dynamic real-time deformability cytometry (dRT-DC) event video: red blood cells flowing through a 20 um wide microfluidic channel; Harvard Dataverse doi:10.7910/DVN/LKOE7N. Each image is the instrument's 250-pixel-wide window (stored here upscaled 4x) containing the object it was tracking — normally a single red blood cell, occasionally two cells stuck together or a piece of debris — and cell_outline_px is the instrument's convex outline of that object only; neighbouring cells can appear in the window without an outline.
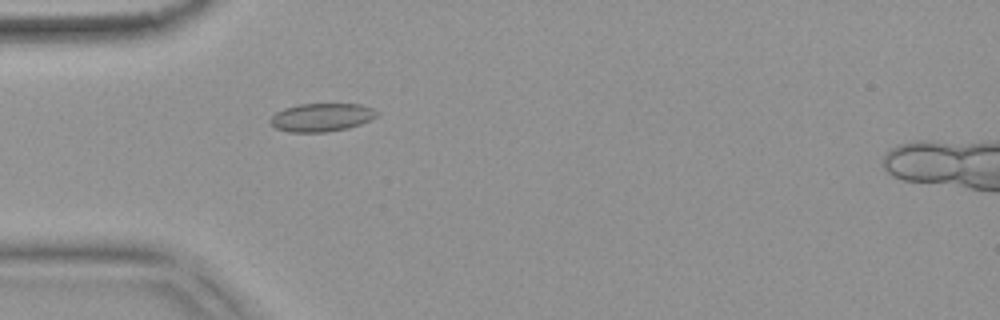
{"species": "common noctule bat (a hibernating species)", "species_latin": "Nyctalus noctula", "temperature_condition": "warm", "stored_images_in_passage": 42, "camera_frame_rate_fps": 3000, "um_per_image_px": 0.085, "animal": {"sex": "female", "body_mass_g": 18.4}, "frame": {"image": 1, "passage_image": 5, "time_ms": 1.333, "image_size_px": [1000, 320], "cell_outline_px": [[376, 116], [360, 124], [348, 128], [324, 132], [288, 132], [276, 128], [268, 120], [276, 112], [284, 108], [300, 104], [360, 104], [372, 108], [376, 112]], "centroid_in_image_um": [27.28, 9.97], "position_along_channel_um": 57.7, "area_um2": 17.34}}
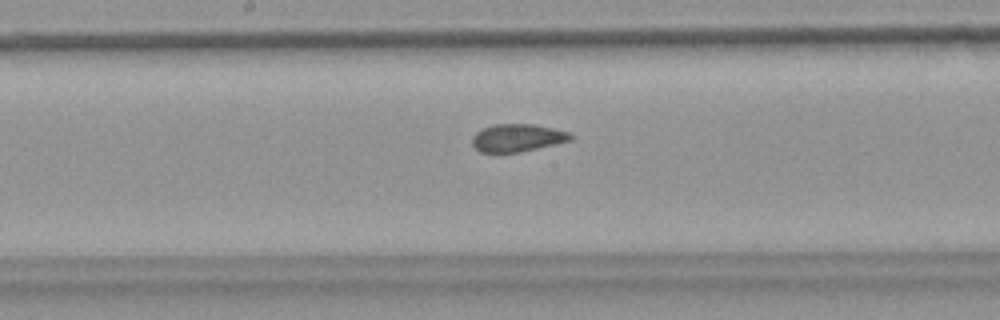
{"frame": {"image": 2, "passage_image": 17, "time_ms": 5.333, "image_size_px": [1000, 320], "cell_outline_px": [[572, 140], [520, 152], [480, 152], [472, 144], [472, 136], [476, 132], [484, 128], [496, 124], [536, 124], [568, 132], [572, 136]], "centroid_in_image_um": [43.97, 11.71], "position_along_channel_um": 204.2, "area_um2": 15.72}}
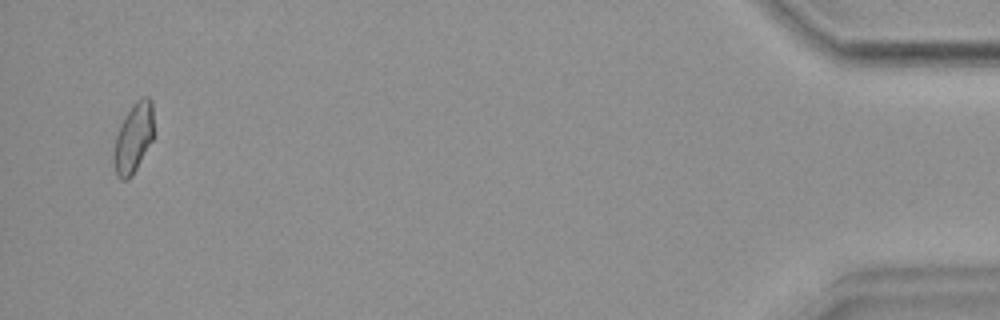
{"frame": {"image": 3, "passage_image": 41, "time_ms": 13.333, "image_size_px": [1000, 320], "cell_outline_px": [[152, 140], [132, 176], [128, 180], [120, 180], [116, 176], [112, 160], [112, 152], [116, 136], [120, 124], [124, 116], [136, 100], [144, 96], [148, 96], [152, 100]], "centroid_in_image_um": [11.3, 11.76], "position_along_channel_um": 423.9, "area_um2": 16.36}, "authors_computed_cell_mechanics": {"area_um2": 16.3574, "velocity_mm_per_s": 3.78, "shape_relaxation_time_tau1_ms": null, "shape_relaxation_time_tau2_ms": 1.1305, "deformation_change_tau1": null, "deformation_change_tau2": 0.053}}